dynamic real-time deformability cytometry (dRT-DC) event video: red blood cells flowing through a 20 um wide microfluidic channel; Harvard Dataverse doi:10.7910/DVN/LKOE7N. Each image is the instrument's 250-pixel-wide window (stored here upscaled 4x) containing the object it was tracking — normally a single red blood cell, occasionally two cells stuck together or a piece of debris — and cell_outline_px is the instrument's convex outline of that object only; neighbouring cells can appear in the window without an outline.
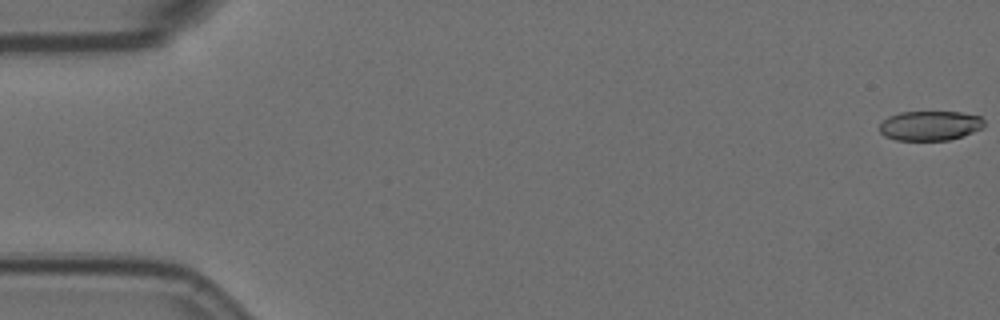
{"species": "Egyptian fruit bat (a non-hibernating species)", "species_latin": "Rousettus aegyptiacus", "temperature_condition": "room temperature", "stored_images_in_passage": 58, "camera_frame_rate_fps": 3000, "um_per_image_px": 0.085, "animal": {"sex": "female"}, "frame": {"image": 1, "passage_image": 1, "time_ms": 0.0, "image_size_px": [1000, 320], "cell_outline_px": [[984, 128], [948, 140], [896, 140], [884, 136], [880, 132], [880, 124], [888, 116], [900, 112], [960, 112], [980, 116], [984, 120]], "centroid_in_image_um": [79.04, 10.67], "position_along_channel_um": 6.0, "area_um2": 18.03}}
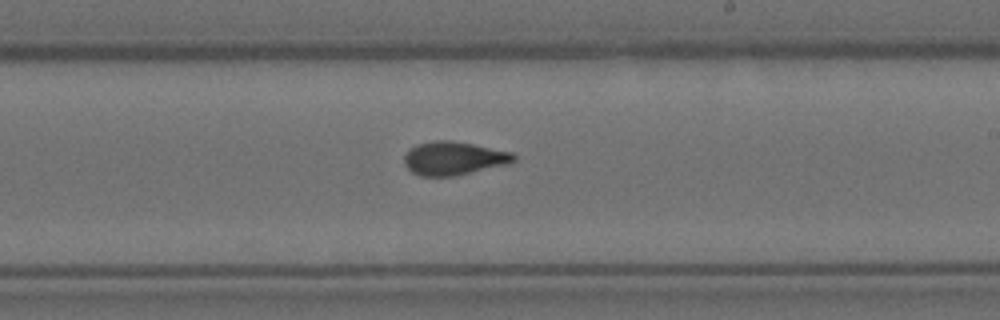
{"frame": {"image": 2, "passage_image": 34, "time_ms": 11.0, "image_size_px": [1000, 320], "cell_outline_px": [[516, 160], [512, 164], [456, 176], [420, 176], [412, 172], [404, 164], [404, 156], [416, 144], [436, 140], [452, 140], [512, 152], [516, 156]], "centroid_in_image_um": [38.61, 13.47], "position_along_channel_um": 250.4, "area_um2": 21.56}}
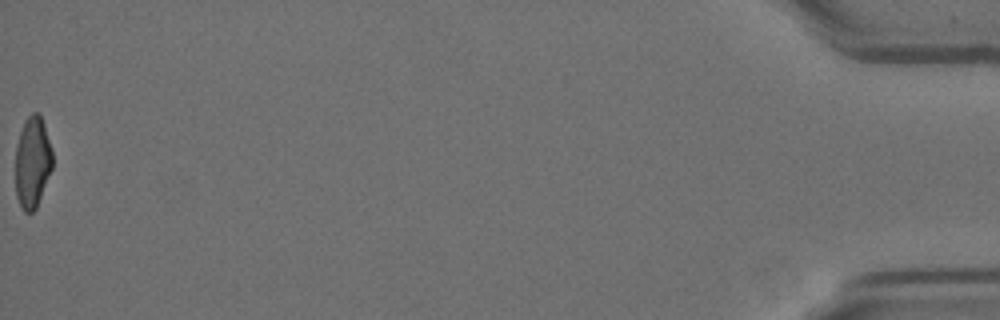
{"frame": {"image": 3, "passage_image": 58, "time_ms": 19.0, "image_size_px": [1000, 320], "cell_outline_px": [[52, 168], [36, 208], [32, 212], [24, 212], [16, 196], [16, 144], [24, 120], [32, 112], [40, 112], [44, 124], [52, 152]], "centroid_in_image_um": [2.75, 13.75], "position_along_channel_um": 432.4, "area_um2": 19.65}, "authors_computed_cell_mechanics": {"area_um2": 20.6346, "velocity_mm_per_s": 3.569, "shape_relaxation_time_tau1_ms": 8.1692, "shape_relaxation_time_tau2_ms": 1.7447, "deformation_change_tau1": 0.2201, "deformation_change_tau2": 0.0727}}